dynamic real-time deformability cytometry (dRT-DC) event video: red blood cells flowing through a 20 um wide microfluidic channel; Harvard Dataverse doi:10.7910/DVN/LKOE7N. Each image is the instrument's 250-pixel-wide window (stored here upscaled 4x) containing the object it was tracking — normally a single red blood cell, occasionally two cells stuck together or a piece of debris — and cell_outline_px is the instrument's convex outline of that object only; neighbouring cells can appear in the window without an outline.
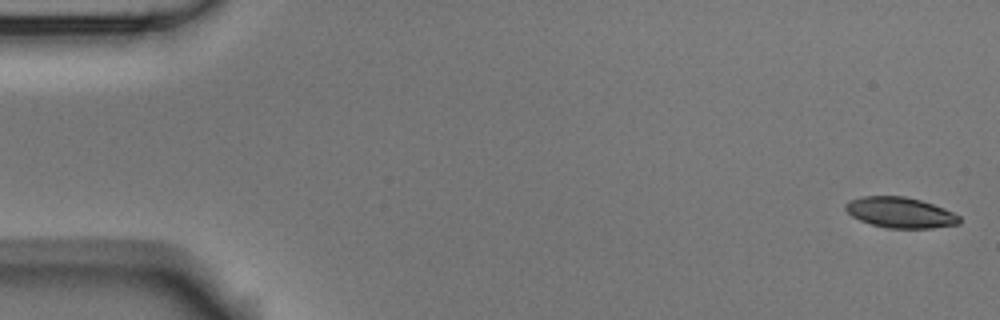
{"species": "Egyptian fruit bat (a non-hibernating species)", "species_latin": "Rousettus aegyptiacus", "temperature_condition": "room temperature", "stored_images_in_passage": 5, "camera_frame_rate_fps": 3000, "um_per_image_px": 0.085, "animal": {"sex": "male"}, "frame": {"image": 1, "passage_image": 1, "time_ms": 0.0, "image_size_px": [1000, 320], "cell_outline_px": [[960, 224], [932, 228], [888, 228], [872, 224], [860, 220], [852, 216], [844, 208], [844, 204], [848, 200], [860, 196], [904, 196], [920, 200], [944, 208], [960, 216]], "centroid_in_image_um": [76.5, 18.06], "position_along_channel_um": 8.5, "area_um2": 20.35}}
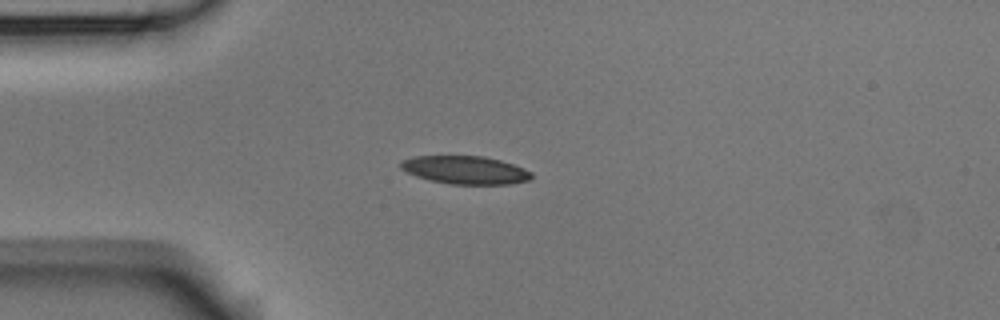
{"frame": {"image": 2, "passage_image": 4, "time_ms": 4.333, "image_size_px": [1000, 320], "cell_outline_px": [[532, 176], [528, 180], [508, 184], [448, 184], [428, 180], [416, 176], [400, 168], [400, 160], [416, 156], [484, 156], [500, 160], [524, 168], [532, 172]], "centroid_in_image_um": [39.52, 14.45], "position_along_channel_um": 45.5, "area_um2": 21.39}}
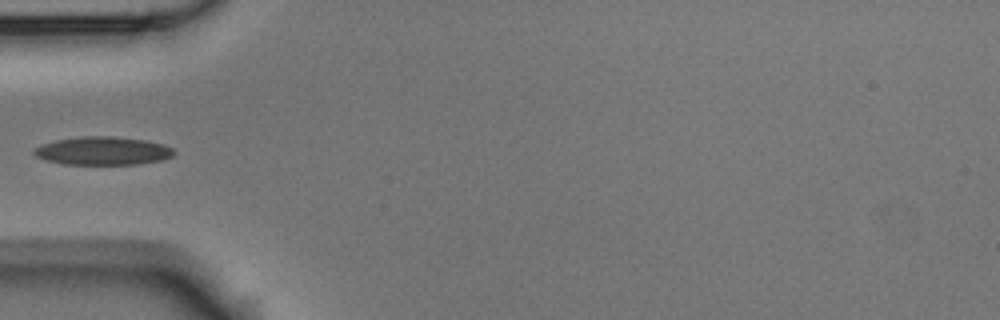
{"frame": {"image": 3, "passage_image": 5, "time_ms": 5.667, "image_size_px": [1000, 320], "cell_outline_px": [[176, 152], [172, 156], [160, 160], [136, 164], [64, 164], [48, 160], [36, 156], [32, 152], [36, 148], [44, 144], [56, 140], [80, 136], [112, 136], [144, 140], [164, 144], [172, 148]], "centroid_in_image_um": [8.76, 12.82], "position_along_channel_um": 76.2, "area_um2": 22.77}}